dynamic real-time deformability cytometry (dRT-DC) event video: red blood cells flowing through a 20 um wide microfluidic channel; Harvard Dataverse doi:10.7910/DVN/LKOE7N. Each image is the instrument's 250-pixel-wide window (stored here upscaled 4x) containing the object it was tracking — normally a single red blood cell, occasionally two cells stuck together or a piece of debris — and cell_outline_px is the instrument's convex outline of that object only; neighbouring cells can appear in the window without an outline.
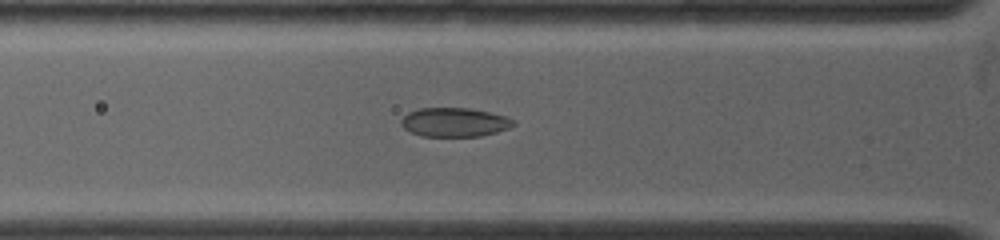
{"species": "common noctule bat (a hibernating species)", "species_latin": "Nyctalus noctula", "temperature_condition": "warm", "stored_images_in_passage": 29, "camera_frame_rate_fps": 4500, "um_per_image_px": 0.085, "animal": {"sex": "female", "body_mass_g": 19.0, "forearm_length_mm": 53.3}, "frame": {"image": 1, "passage_image": 8, "time_ms": 2.889, "image_size_px": [1000, 240], "cell_outline_px": [[516, 124], [508, 128], [496, 132], [480, 136], [420, 136], [404, 128], [400, 124], [400, 120], [408, 112], [420, 108], [472, 108], [504, 116], [516, 120]], "centroid_in_image_um": [38.62, 10.38], "position_along_channel_um": 87.2, "area_um2": 18.96}}
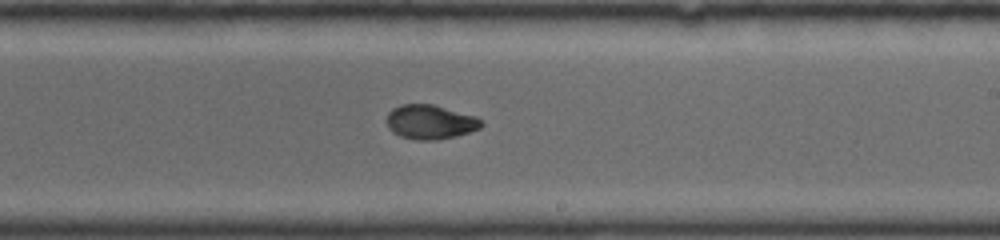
{"frame": {"image": 2, "passage_image": 19, "time_ms": 7.111, "image_size_px": [1000, 240], "cell_outline_px": [[484, 124], [480, 128], [456, 136], [436, 140], [416, 140], [400, 136], [392, 132], [388, 128], [388, 112], [392, 108], [400, 104], [432, 104], [476, 116]], "centroid_in_image_um": [36.56, 10.37], "position_along_channel_um": 252.4, "area_um2": 18.9}}
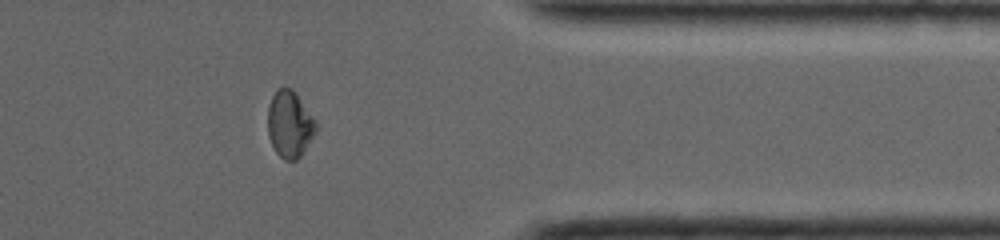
{"frame": {"image": 3, "passage_image": 27, "time_ms": 10.889, "image_size_px": [1000, 240], "cell_outline_px": [[316, 132], [300, 156], [296, 160], [284, 160], [276, 152], [268, 136], [268, 104], [276, 88], [284, 84], [292, 88], [316, 120]], "centroid_in_image_um": [24.6, 10.5], "position_along_channel_um": 386.8, "area_um2": 18.9}}